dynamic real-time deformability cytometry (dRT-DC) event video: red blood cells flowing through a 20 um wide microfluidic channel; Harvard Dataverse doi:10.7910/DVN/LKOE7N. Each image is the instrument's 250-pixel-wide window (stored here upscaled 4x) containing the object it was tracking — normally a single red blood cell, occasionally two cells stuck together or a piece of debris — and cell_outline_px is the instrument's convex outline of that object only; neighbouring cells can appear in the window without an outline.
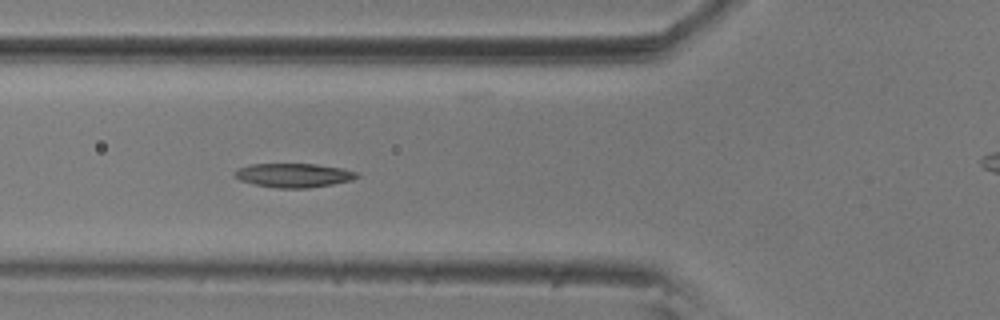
{"species": "common noctule bat (a hibernating species)", "species_latin": "Nyctalus noctula", "temperature_condition": "room temperature", "stored_images_in_passage": 6, "camera_frame_rate_fps": 3000, "um_per_image_px": 0.085, "animal": {"sex": "male", "body_mass_g": 20.5, "forearm_length_mm": 52.5}, "frame": {"image": 1, "passage_image": 6, "time_ms": 1.667, "image_size_px": [1000, 320], "cell_outline_px": [[360, 176], [352, 180], [332, 184], [308, 188], [276, 188], [256, 184], [240, 180], [232, 176], [232, 172], [248, 164], [316, 164], [340, 168], [356, 172]], "centroid_in_image_um": [24.93, 14.9], "position_along_channel_um": 100.9, "area_um2": 17.05}}